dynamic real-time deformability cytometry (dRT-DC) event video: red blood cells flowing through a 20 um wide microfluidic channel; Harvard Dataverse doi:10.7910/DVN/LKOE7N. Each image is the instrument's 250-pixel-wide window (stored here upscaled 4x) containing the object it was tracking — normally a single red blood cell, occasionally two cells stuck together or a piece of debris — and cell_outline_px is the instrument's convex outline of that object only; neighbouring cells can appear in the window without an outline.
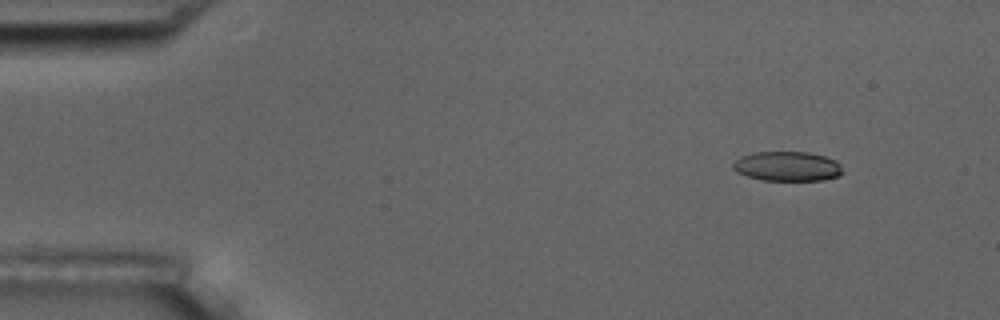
{"species": "common noctule bat (a hibernating species)", "species_latin": "Nyctalus noctula", "temperature_condition": "room temperature", "stored_images_in_passage": 4, "camera_frame_rate_fps": 3000, "um_per_image_px": 0.085, "animal": {"sex": "male", "body_mass_g": 17.5, "forearm_length_mm": 52.3}, "frame": {"image": 1, "passage_image": 1, "time_ms": 0.0, "image_size_px": [1000, 320], "cell_outline_px": [[844, 172], [840, 176], [824, 180], [760, 180], [736, 172], [732, 168], [732, 164], [740, 156], [752, 152], [808, 152], [824, 156], [836, 160], [840, 164]], "centroid_in_image_um": [66.93, 14.13], "position_along_channel_um": 18.1, "area_um2": 19.13}}
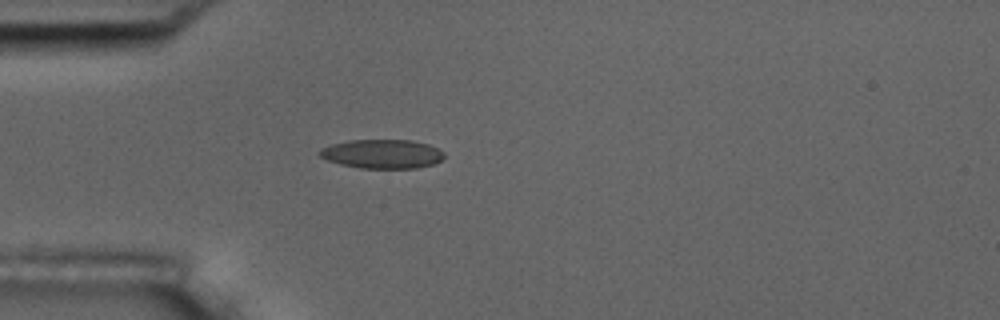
{"frame": {"image": 2, "passage_image": 4, "time_ms": 3.333, "image_size_px": [1000, 320], "cell_outline_px": [[444, 156], [440, 160], [432, 164], [416, 168], [360, 168], [340, 164], [328, 160], [320, 156], [316, 152], [320, 148], [332, 144], [348, 140], [412, 140], [428, 144], [444, 152]], "centroid_in_image_um": [32.45, 13.08], "position_along_channel_um": 52.6, "area_um2": 21.04}}